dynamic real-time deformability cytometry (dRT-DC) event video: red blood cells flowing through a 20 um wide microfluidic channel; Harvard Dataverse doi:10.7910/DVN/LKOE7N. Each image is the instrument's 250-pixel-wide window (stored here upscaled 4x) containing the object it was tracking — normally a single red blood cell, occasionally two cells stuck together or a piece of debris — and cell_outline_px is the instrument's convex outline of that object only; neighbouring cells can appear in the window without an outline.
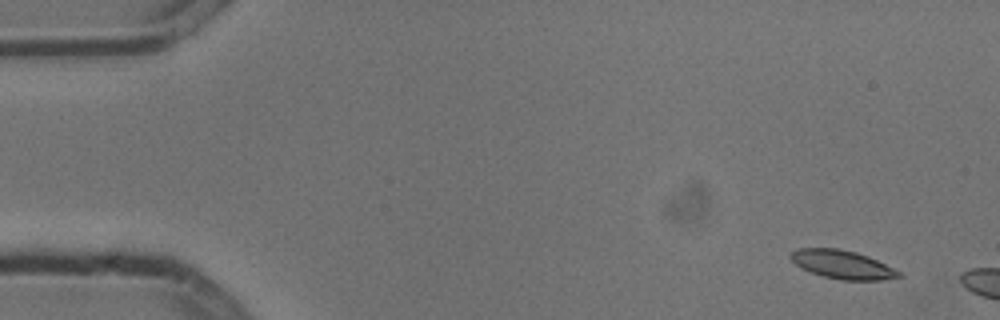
{"species": "common noctule bat (a hibernating species)", "species_latin": "Nyctalus noctula", "temperature_condition": "cold", "stored_images_in_passage": 3, "camera_frame_rate_fps": 3000, "um_per_image_px": 0.085, "animal": {"sex": "male", "body_mass_g": 13.3}, "frame": {"image": 1, "passage_image": 1, "time_ms": 0.0, "image_size_px": [1000, 320], "cell_outline_px": [[904, 276], [880, 280], [840, 280], [824, 276], [800, 268], [788, 256], [792, 252], [800, 248], [836, 248], [856, 252], [868, 256], [900, 272]], "centroid_in_image_um": [71.58, 22.48], "position_along_channel_um": 13.4, "area_um2": 17.74}}